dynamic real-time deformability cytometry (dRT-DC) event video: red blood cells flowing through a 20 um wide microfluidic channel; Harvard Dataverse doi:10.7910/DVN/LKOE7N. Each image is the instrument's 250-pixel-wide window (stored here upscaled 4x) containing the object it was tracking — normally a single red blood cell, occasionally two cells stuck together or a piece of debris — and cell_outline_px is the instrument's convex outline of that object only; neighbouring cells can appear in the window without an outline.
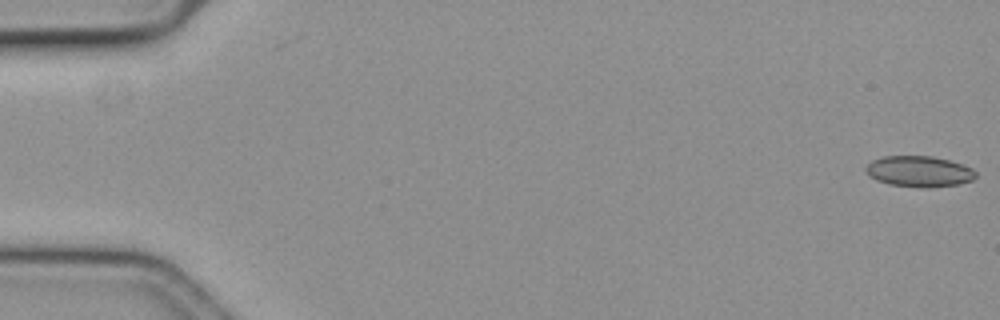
{"species": "common noctule bat (a hibernating species)", "species_latin": "Nyctalus noctula", "temperature_condition": "cold", "stored_images_in_passage": 2, "camera_frame_rate_fps": 3000, "um_per_image_px": 0.085, "animal": {"sex": "female", "body_mass_g": 19.3, "forearm_length_mm": 54.1}, "frame": {"image": 1, "passage_image": 2, "time_ms": 0.333, "image_size_px": [1000, 320], "cell_outline_px": [[976, 176], [972, 180], [956, 184], [888, 184], [876, 180], [864, 168], [872, 160], [884, 156], [932, 156], [948, 160], [972, 168], [976, 172]], "centroid_in_image_um": [78.1, 14.5], "position_along_channel_um": 6.9, "area_um2": 18.55}}